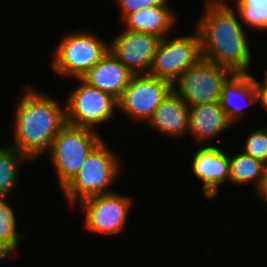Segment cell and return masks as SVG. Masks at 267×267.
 <instances>
[{
  "mask_svg": "<svg viewBox=\"0 0 267 267\" xmlns=\"http://www.w3.org/2000/svg\"><path fill=\"white\" fill-rule=\"evenodd\" d=\"M206 2L196 27L201 37L202 58L232 73H248L250 46L233 8L224 1Z\"/></svg>",
  "mask_w": 267,
  "mask_h": 267,
  "instance_id": "obj_1",
  "label": "cell"
},
{
  "mask_svg": "<svg viewBox=\"0 0 267 267\" xmlns=\"http://www.w3.org/2000/svg\"><path fill=\"white\" fill-rule=\"evenodd\" d=\"M16 108L15 141L10 145L28 159H34L50 149L55 136L67 124L66 110L32 88L22 95Z\"/></svg>",
  "mask_w": 267,
  "mask_h": 267,
  "instance_id": "obj_2",
  "label": "cell"
},
{
  "mask_svg": "<svg viewBox=\"0 0 267 267\" xmlns=\"http://www.w3.org/2000/svg\"><path fill=\"white\" fill-rule=\"evenodd\" d=\"M118 157V158H117ZM121 170V161L101 140L88 154L78 173L62 189L72 206L78 200L111 193L109 186Z\"/></svg>",
  "mask_w": 267,
  "mask_h": 267,
  "instance_id": "obj_3",
  "label": "cell"
},
{
  "mask_svg": "<svg viewBox=\"0 0 267 267\" xmlns=\"http://www.w3.org/2000/svg\"><path fill=\"white\" fill-rule=\"evenodd\" d=\"M94 129L66 124L48 150L62 189L78 173L91 150L102 140Z\"/></svg>",
  "mask_w": 267,
  "mask_h": 267,
  "instance_id": "obj_4",
  "label": "cell"
},
{
  "mask_svg": "<svg viewBox=\"0 0 267 267\" xmlns=\"http://www.w3.org/2000/svg\"><path fill=\"white\" fill-rule=\"evenodd\" d=\"M55 50L53 71L78 79L109 51V45L94 33L81 30L63 36Z\"/></svg>",
  "mask_w": 267,
  "mask_h": 267,
  "instance_id": "obj_5",
  "label": "cell"
},
{
  "mask_svg": "<svg viewBox=\"0 0 267 267\" xmlns=\"http://www.w3.org/2000/svg\"><path fill=\"white\" fill-rule=\"evenodd\" d=\"M232 74L229 69L201 58L172 82V91L188 106L213 103L219 101L222 86Z\"/></svg>",
  "mask_w": 267,
  "mask_h": 267,
  "instance_id": "obj_6",
  "label": "cell"
},
{
  "mask_svg": "<svg viewBox=\"0 0 267 267\" xmlns=\"http://www.w3.org/2000/svg\"><path fill=\"white\" fill-rule=\"evenodd\" d=\"M191 35L162 38L156 49L148 74L165 79L171 83L186 69L196 64L201 58V37L193 29Z\"/></svg>",
  "mask_w": 267,
  "mask_h": 267,
  "instance_id": "obj_7",
  "label": "cell"
},
{
  "mask_svg": "<svg viewBox=\"0 0 267 267\" xmlns=\"http://www.w3.org/2000/svg\"><path fill=\"white\" fill-rule=\"evenodd\" d=\"M78 80L80 84L70 93L64 104L66 122L73 126L94 129L95 125L111 120L115 107H118L117 99L90 86L81 78Z\"/></svg>",
  "mask_w": 267,
  "mask_h": 267,
  "instance_id": "obj_8",
  "label": "cell"
},
{
  "mask_svg": "<svg viewBox=\"0 0 267 267\" xmlns=\"http://www.w3.org/2000/svg\"><path fill=\"white\" fill-rule=\"evenodd\" d=\"M171 91L172 83L168 80L149 74L133 75L117 100L118 109L133 120L147 123Z\"/></svg>",
  "mask_w": 267,
  "mask_h": 267,
  "instance_id": "obj_9",
  "label": "cell"
},
{
  "mask_svg": "<svg viewBox=\"0 0 267 267\" xmlns=\"http://www.w3.org/2000/svg\"><path fill=\"white\" fill-rule=\"evenodd\" d=\"M117 193L93 195L79 201L86 215V229L107 235L117 234L124 229L132 203L127 196Z\"/></svg>",
  "mask_w": 267,
  "mask_h": 267,
  "instance_id": "obj_10",
  "label": "cell"
},
{
  "mask_svg": "<svg viewBox=\"0 0 267 267\" xmlns=\"http://www.w3.org/2000/svg\"><path fill=\"white\" fill-rule=\"evenodd\" d=\"M161 38L151 34L124 30L109 51L134 75L148 74Z\"/></svg>",
  "mask_w": 267,
  "mask_h": 267,
  "instance_id": "obj_11",
  "label": "cell"
},
{
  "mask_svg": "<svg viewBox=\"0 0 267 267\" xmlns=\"http://www.w3.org/2000/svg\"><path fill=\"white\" fill-rule=\"evenodd\" d=\"M192 169L202 181L204 194L209 198L219 192V185L230 180L229 156L215 145L200 148L192 160Z\"/></svg>",
  "mask_w": 267,
  "mask_h": 267,
  "instance_id": "obj_12",
  "label": "cell"
},
{
  "mask_svg": "<svg viewBox=\"0 0 267 267\" xmlns=\"http://www.w3.org/2000/svg\"><path fill=\"white\" fill-rule=\"evenodd\" d=\"M133 75L108 51L81 79L118 100Z\"/></svg>",
  "mask_w": 267,
  "mask_h": 267,
  "instance_id": "obj_13",
  "label": "cell"
},
{
  "mask_svg": "<svg viewBox=\"0 0 267 267\" xmlns=\"http://www.w3.org/2000/svg\"><path fill=\"white\" fill-rule=\"evenodd\" d=\"M162 134L182 137L189 134V106L171 91L147 122Z\"/></svg>",
  "mask_w": 267,
  "mask_h": 267,
  "instance_id": "obj_14",
  "label": "cell"
},
{
  "mask_svg": "<svg viewBox=\"0 0 267 267\" xmlns=\"http://www.w3.org/2000/svg\"><path fill=\"white\" fill-rule=\"evenodd\" d=\"M238 100L247 104L241 105ZM219 103L231 123L239 121L243 107L257 103L254 77L249 73H233L222 86Z\"/></svg>",
  "mask_w": 267,
  "mask_h": 267,
  "instance_id": "obj_15",
  "label": "cell"
},
{
  "mask_svg": "<svg viewBox=\"0 0 267 267\" xmlns=\"http://www.w3.org/2000/svg\"><path fill=\"white\" fill-rule=\"evenodd\" d=\"M231 124L219 101L189 106V133L200 143L210 141Z\"/></svg>",
  "mask_w": 267,
  "mask_h": 267,
  "instance_id": "obj_16",
  "label": "cell"
},
{
  "mask_svg": "<svg viewBox=\"0 0 267 267\" xmlns=\"http://www.w3.org/2000/svg\"><path fill=\"white\" fill-rule=\"evenodd\" d=\"M175 18L174 12L165 2L162 6L130 13L123 19V23L126 30L151 33L162 39L171 31Z\"/></svg>",
  "mask_w": 267,
  "mask_h": 267,
  "instance_id": "obj_17",
  "label": "cell"
},
{
  "mask_svg": "<svg viewBox=\"0 0 267 267\" xmlns=\"http://www.w3.org/2000/svg\"><path fill=\"white\" fill-rule=\"evenodd\" d=\"M229 169V182L239 186L253 182L258 189L267 170V164L241 152L233 158L229 157Z\"/></svg>",
  "mask_w": 267,
  "mask_h": 267,
  "instance_id": "obj_18",
  "label": "cell"
},
{
  "mask_svg": "<svg viewBox=\"0 0 267 267\" xmlns=\"http://www.w3.org/2000/svg\"><path fill=\"white\" fill-rule=\"evenodd\" d=\"M28 158L12 147H0V197H8L15 192L19 162Z\"/></svg>",
  "mask_w": 267,
  "mask_h": 267,
  "instance_id": "obj_19",
  "label": "cell"
},
{
  "mask_svg": "<svg viewBox=\"0 0 267 267\" xmlns=\"http://www.w3.org/2000/svg\"><path fill=\"white\" fill-rule=\"evenodd\" d=\"M237 15L243 24L267 30V0H236Z\"/></svg>",
  "mask_w": 267,
  "mask_h": 267,
  "instance_id": "obj_20",
  "label": "cell"
},
{
  "mask_svg": "<svg viewBox=\"0 0 267 267\" xmlns=\"http://www.w3.org/2000/svg\"><path fill=\"white\" fill-rule=\"evenodd\" d=\"M12 207L8 205L5 197H0V240L13 252L17 249L22 235L16 228V218Z\"/></svg>",
  "mask_w": 267,
  "mask_h": 267,
  "instance_id": "obj_21",
  "label": "cell"
},
{
  "mask_svg": "<svg viewBox=\"0 0 267 267\" xmlns=\"http://www.w3.org/2000/svg\"><path fill=\"white\" fill-rule=\"evenodd\" d=\"M243 153L267 164V130L258 129L251 132L244 144Z\"/></svg>",
  "mask_w": 267,
  "mask_h": 267,
  "instance_id": "obj_22",
  "label": "cell"
},
{
  "mask_svg": "<svg viewBox=\"0 0 267 267\" xmlns=\"http://www.w3.org/2000/svg\"><path fill=\"white\" fill-rule=\"evenodd\" d=\"M167 0H118L121 7L122 20L130 13L143 10L149 7L162 6Z\"/></svg>",
  "mask_w": 267,
  "mask_h": 267,
  "instance_id": "obj_23",
  "label": "cell"
},
{
  "mask_svg": "<svg viewBox=\"0 0 267 267\" xmlns=\"http://www.w3.org/2000/svg\"><path fill=\"white\" fill-rule=\"evenodd\" d=\"M257 103L267 111V85H255Z\"/></svg>",
  "mask_w": 267,
  "mask_h": 267,
  "instance_id": "obj_24",
  "label": "cell"
},
{
  "mask_svg": "<svg viewBox=\"0 0 267 267\" xmlns=\"http://www.w3.org/2000/svg\"><path fill=\"white\" fill-rule=\"evenodd\" d=\"M260 199L264 200L267 203V170L263 176L260 186L257 189Z\"/></svg>",
  "mask_w": 267,
  "mask_h": 267,
  "instance_id": "obj_25",
  "label": "cell"
},
{
  "mask_svg": "<svg viewBox=\"0 0 267 267\" xmlns=\"http://www.w3.org/2000/svg\"><path fill=\"white\" fill-rule=\"evenodd\" d=\"M14 252L0 240V261L5 258L11 257Z\"/></svg>",
  "mask_w": 267,
  "mask_h": 267,
  "instance_id": "obj_26",
  "label": "cell"
},
{
  "mask_svg": "<svg viewBox=\"0 0 267 267\" xmlns=\"http://www.w3.org/2000/svg\"><path fill=\"white\" fill-rule=\"evenodd\" d=\"M254 84H255V85H267V69H266V77H265L264 82L261 83L260 81H257V80L254 78Z\"/></svg>",
  "mask_w": 267,
  "mask_h": 267,
  "instance_id": "obj_27",
  "label": "cell"
},
{
  "mask_svg": "<svg viewBox=\"0 0 267 267\" xmlns=\"http://www.w3.org/2000/svg\"><path fill=\"white\" fill-rule=\"evenodd\" d=\"M207 1H224V0H207Z\"/></svg>",
  "mask_w": 267,
  "mask_h": 267,
  "instance_id": "obj_28",
  "label": "cell"
}]
</instances>
